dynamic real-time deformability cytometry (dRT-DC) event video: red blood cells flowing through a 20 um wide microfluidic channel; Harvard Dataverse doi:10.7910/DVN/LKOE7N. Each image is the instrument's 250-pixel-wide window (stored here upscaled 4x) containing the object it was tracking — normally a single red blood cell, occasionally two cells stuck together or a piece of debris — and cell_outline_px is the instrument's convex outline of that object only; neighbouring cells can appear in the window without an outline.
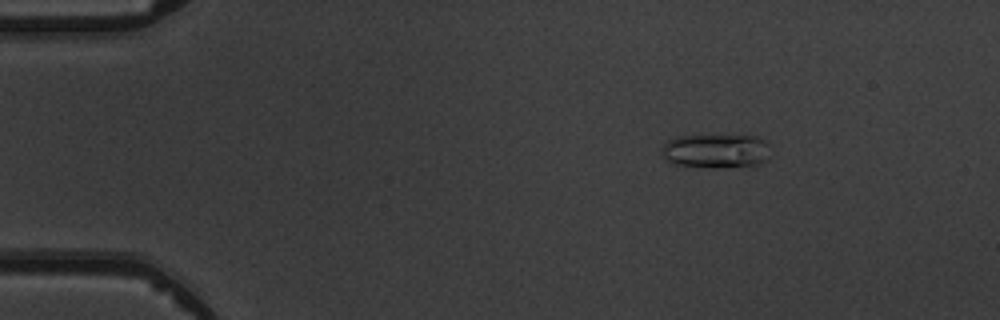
{"species": "common noctule bat (a hibernating species)", "species_latin": "Nyctalus noctula", "temperature_condition": "warm", "stored_images_in_passage": 7, "camera_frame_rate_fps": 3000, "um_per_image_px": 0.085, "animal": {"sex": "male", "body_mass_g": 19.5, "forearm_length_mm": 54.6}, "frame": {"image": 1, "passage_image": 3, "time_ms": 2.333, "image_size_px": [1000, 320], "cell_outline_px": [[768, 160], [756, 164], [712, 168], [676, 164], [668, 160], [664, 156], [664, 144], [668, 140], [676, 136], [756, 136], [764, 140], [768, 144]], "centroid_in_image_um": [60.88, 12.83], "position_along_channel_um": 24.1, "area_um2": 21.15}}